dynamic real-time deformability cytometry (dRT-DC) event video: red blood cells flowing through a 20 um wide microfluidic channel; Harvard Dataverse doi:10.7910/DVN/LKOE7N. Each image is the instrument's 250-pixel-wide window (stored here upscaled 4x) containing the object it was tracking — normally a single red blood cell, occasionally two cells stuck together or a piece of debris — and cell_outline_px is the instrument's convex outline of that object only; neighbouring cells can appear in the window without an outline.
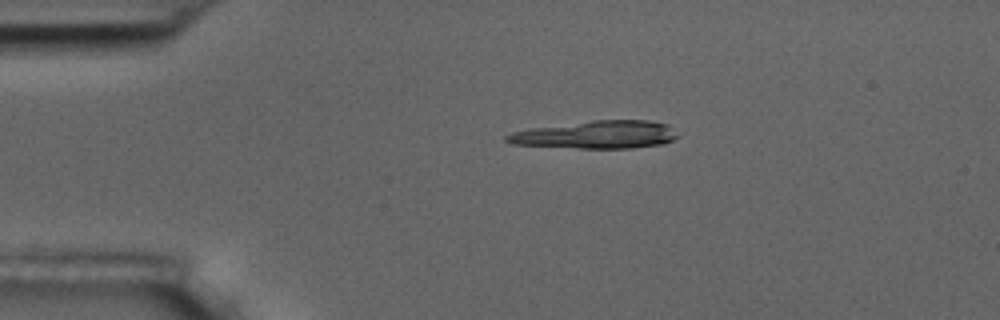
{"species": "common noctule bat (a hibernating species)", "species_latin": "Nyctalus noctula", "temperature_condition": "room temperature", "stored_images_in_passage": 2, "camera_frame_rate_fps": 3000, "um_per_image_px": 0.085, "animal": {"sex": "male", "body_mass_g": 17.5, "forearm_length_mm": 52.3}, "frame": {"image": 1, "passage_image": 1, "time_ms": 0.0, "image_size_px": [1000, 320], "cell_outline_px": [[680, 136], [664, 144], [632, 148], [580, 148], [512, 144], [504, 140], [504, 136], [512, 132], [532, 128], [592, 120], [648, 120], [668, 124]], "centroid_in_image_um": [50.72, 11.45], "position_along_channel_um": 34.3, "area_um2": 27.74}}